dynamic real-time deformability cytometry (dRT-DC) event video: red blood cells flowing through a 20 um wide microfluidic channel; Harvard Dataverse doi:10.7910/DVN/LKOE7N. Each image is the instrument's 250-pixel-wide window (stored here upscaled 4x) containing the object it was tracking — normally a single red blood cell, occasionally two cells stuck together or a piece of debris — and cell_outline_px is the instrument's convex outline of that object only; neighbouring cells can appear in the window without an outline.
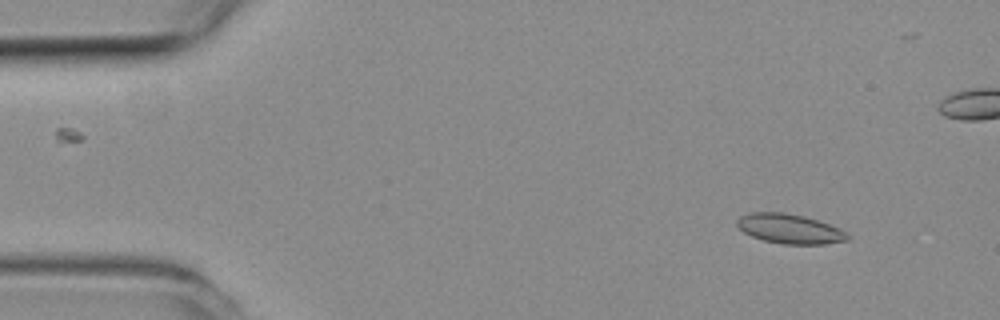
{"species": "common noctule bat (a hibernating species)", "species_latin": "Nyctalus noctula", "temperature_condition": "room temperature", "stored_images_in_passage": 52, "camera_frame_rate_fps": 3000, "um_per_image_px": 0.085, "animal": {"sex": "female", "body_mass_g": 19.3, "forearm_length_mm": 54.1}, "frame": {"image": 1, "passage_image": 5, "time_ms": 1.333, "image_size_px": [1000, 320], "cell_outline_px": [[852, 236], [848, 240], [824, 244], [780, 244], [764, 240], [752, 236], [744, 232], [736, 224], [736, 220], [740, 216], [752, 212], [784, 212], [804, 216], [840, 228]], "centroid_in_image_um": [67.14, 19.45], "position_along_channel_um": 17.9, "area_um2": 19.07}}
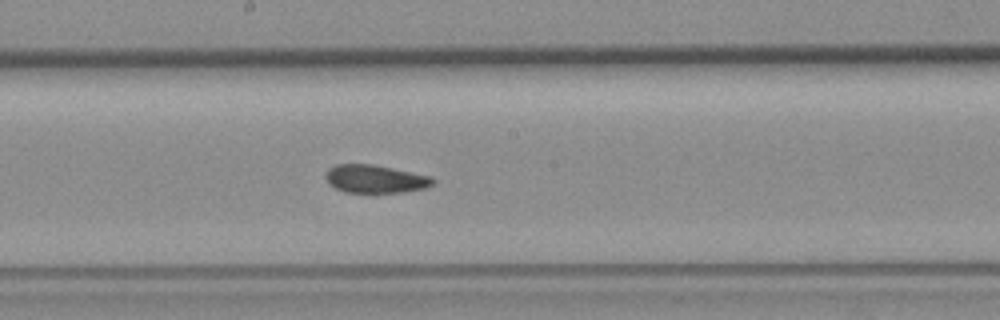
{"frame": {"image": 2, "passage_image": 27, "time_ms": 8.667, "image_size_px": [1000, 320], "cell_outline_px": [[436, 180], [432, 184], [424, 188], [404, 192], [344, 192], [328, 184], [324, 176], [324, 172], [328, 168], [336, 164], [372, 164], [432, 176]], "centroid_in_image_um": [31.85, 15.2], "position_along_channel_um": 216.3, "area_um2": 17.63}}
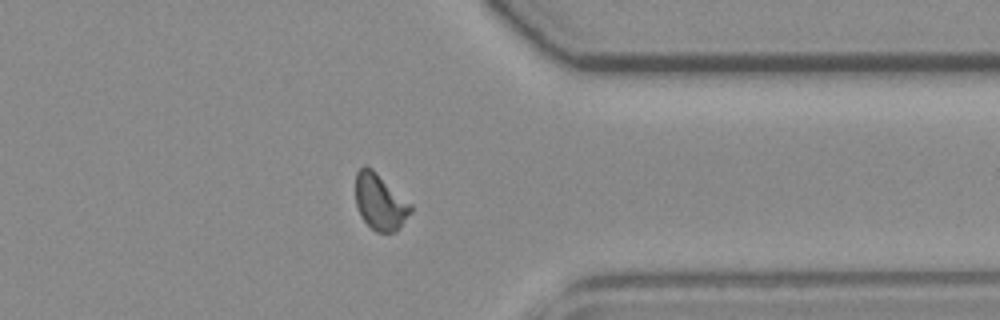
{"frame": {"image": 3, "passage_image": 40, "time_ms": 13.0, "image_size_px": [1000, 320], "cell_outline_px": [[412, 212], [400, 228], [396, 232], [376, 232], [360, 216], [356, 204], [356, 172], [364, 164], [372, 168], [412, 204]], "centroid_in_image_um": [32.32, 17.16], "position_along_channel_um": 379.1, "area_um2": 18.15}, "authors_computed_cell_mechanics": {"area_um2": 18.3515, "velocity_mm_per_s": 3.9666, "shape_relaxation_time_tau1_ms": 6.9534, "shape_relaxation_time_tau2_ms": 1.5157, "deformation_change_tau1": 0.1523, "deformation_change_tau2": 0.0669}}